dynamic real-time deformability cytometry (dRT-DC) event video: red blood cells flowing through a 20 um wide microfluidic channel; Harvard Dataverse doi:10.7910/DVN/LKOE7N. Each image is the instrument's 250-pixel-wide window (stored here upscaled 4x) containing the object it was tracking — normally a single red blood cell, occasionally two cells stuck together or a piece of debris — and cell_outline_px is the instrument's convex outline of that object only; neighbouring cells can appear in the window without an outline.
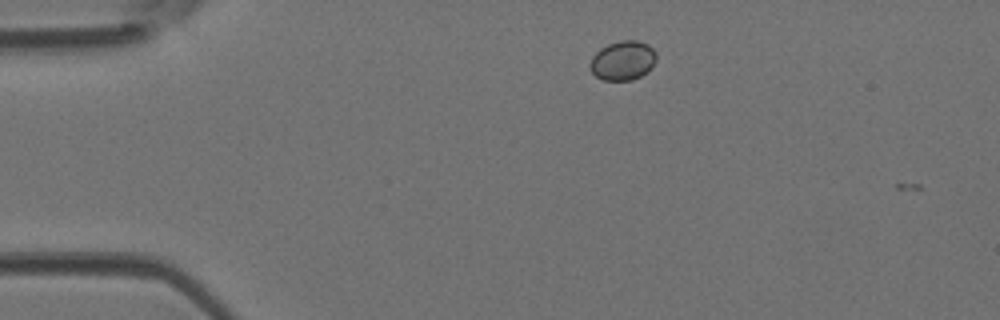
{"species": "Egyptian fruit bat (a non-hibernating species)", "species_latin": "Rousettus aegyptiacus", "temperature_condition": "room temperature", "stored_images_in_passage": 3, "camera_frame_rate_fps": 3000, "um_per_image_px": 0.085, "animal": {"sex": "female"}, "frame": {"image": 1, "passage_image": 2, "time_ms": 0.333, "image_size_px": [1000, 320], "cell_outline_px": [[656, 60], [652, 68], [648, 72], [632, 80], [604, 80], [596, 76], [588, 68], [588, 64], [592, 56], [600, 48], [608, 44], [620, 40], [636, 40], [648, 44], [656, 52]], "centroid_in_image_um": [52.93, 5.14], "position_along_channel_um": 32.1, "area_um2": 15.43}}